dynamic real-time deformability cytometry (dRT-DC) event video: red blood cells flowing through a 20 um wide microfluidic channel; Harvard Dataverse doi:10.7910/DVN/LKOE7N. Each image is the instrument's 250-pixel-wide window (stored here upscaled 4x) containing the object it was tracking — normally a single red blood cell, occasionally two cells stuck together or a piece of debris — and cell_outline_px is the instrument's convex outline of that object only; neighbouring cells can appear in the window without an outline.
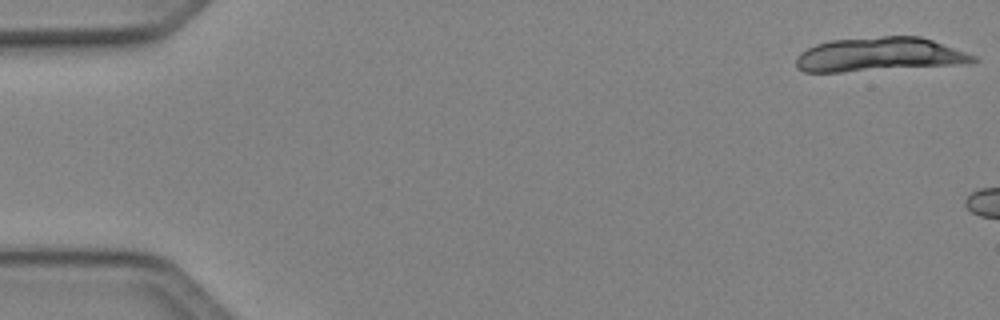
{"species": "Egyptian fruit bat (a non-hibernating species)", "species_latin": "Rousettus aegyptiacus", "temperature_condition": "cold", "stored_images_in_passage": 10, "camera_frame_rate_fps": 3000, "um_per_image_px": 0.085, "animal": {"sex": "female"}, "frame": {"image": 1, "passage_image": 1, "time_ms": 0.0, "image_size_px": [1000, 320], "cell_outline_px": [[976, 60], [972, 64], [840, 72], [804, 72], [796, 68], [796, 56], [800, 52], [816, 44], [832, 40], [880, 36], [920, 36], [932, 40], [976, 56]], "centroid_in_image_um": [74.74, 4.65], "position_along_channel_um": 10.3, "area_um2": 35.32}}